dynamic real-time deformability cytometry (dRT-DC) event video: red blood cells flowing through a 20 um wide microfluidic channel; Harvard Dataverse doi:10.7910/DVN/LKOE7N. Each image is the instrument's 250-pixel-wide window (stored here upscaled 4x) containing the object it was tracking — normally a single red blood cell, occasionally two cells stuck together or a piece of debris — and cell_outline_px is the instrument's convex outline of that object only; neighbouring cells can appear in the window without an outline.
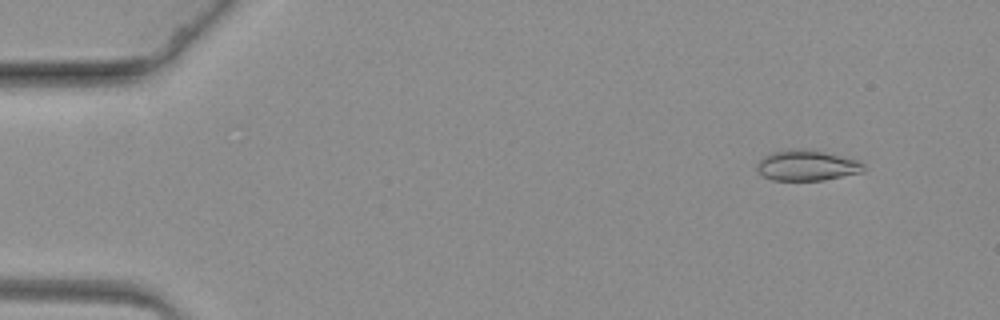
{"species": "common noctule bat (a hibernating species)", "species_latin": "Nyctalus noctula", "temperature_condition": "warm", "stored_images_in_passage": 51, "camera_frame_rate_fps": 3000, "um_per_image_px": 0.085, "animal": {"sex": "female", "body_mass_g": 19.3, "forearm_length_mm": 54.1}, "frame": {"image": 1, "passage_image": 6, "time_ms": 1.667, "image_size_px": [1000, 320], "cell_outline_px": [[864, 172], [824, 180], [772, 180], [764, 176], [756, 168], [756, 164], [764, 156], [772, 152], [796, 148], [808, 148], [856, 160], [864, 164]], "centroid_in_image_um": [68.57, 14.06], "position_along_channel_um": 16.4, "area_um2": 18.96}}
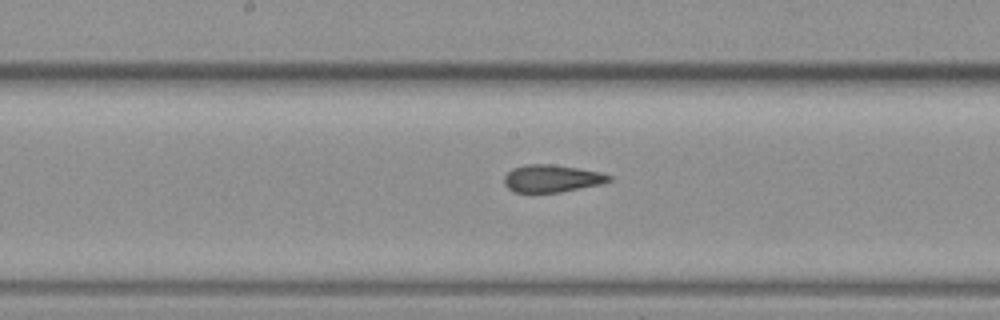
{"frame": {"image": 2, "passage_image": 33, "time_ms": 10.667, "image_size_px": [1000, 320], "cell_outline_px": [[612, 180], [600, 184], [560, 192], [512, 192], [504, 184], [504, 176], [512, 168], [528, 164], [552, 164], [580, 168], [600, 172], [612, 176]], "centroid_in_image_um": [46.89, 15.16], "position_along_channel_um": 201.3, "area_um2": 16.76}}
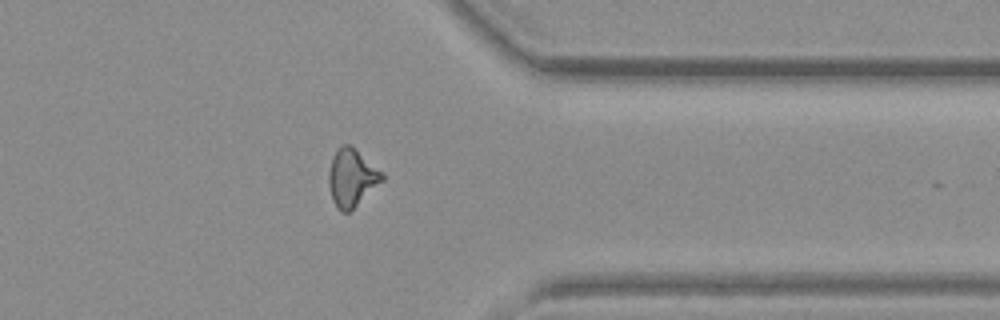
{"frame": {"image": 3, "passage_image": 50, "time_ms": 16.333, "image_size_px": [1000, 320], "cell_outline_px": [[384, 180], [348, 212], [340, 212], [336, 208], [332, 200], [328, 184], [328, 172], [332, 156], [340, 144], [352, 144], [384, 172]], "centroid_in_image_um": [29.89, 15.06], "position_along_channel_um": 381.5, "area_um2": 18.32}}